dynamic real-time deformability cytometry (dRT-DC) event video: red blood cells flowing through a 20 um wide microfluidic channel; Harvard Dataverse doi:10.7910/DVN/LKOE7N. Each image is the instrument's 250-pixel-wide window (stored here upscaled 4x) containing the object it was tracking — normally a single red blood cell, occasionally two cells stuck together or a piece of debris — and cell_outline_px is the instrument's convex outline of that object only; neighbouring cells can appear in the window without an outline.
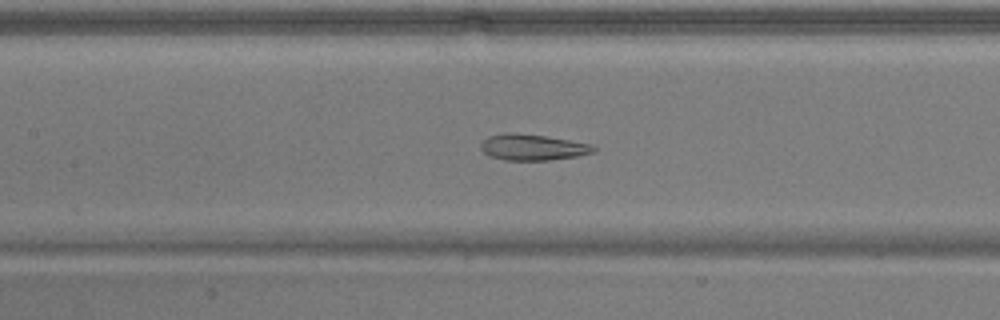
{"species": "common noctule bat (a hibernating species)", "species_latin": "Nyctalus noctula", "temperature_condition": "warm", "stored_images_in_passage": 37, "camera_frame_rate_fps": 3000, "um_per_image_px": 0.085, "animal": {"sex": "male", "body_mass_g": 17.9}, "frame": {"image": 1, "passage_image": 9, "time_ms": 2.667, "image_size_px": [1000, 320], "cell_outline_px": [[596, 152], [576, 156], [548, 160], [504, 160], [492, 156], [484, 152], [480, 148], [480, 144], [488, 136], [504, 132], [512, 132], [544, 136], [592, 144], [596, 148]], "centroid_in_image_um": [45.27, 12.51], "position_along_channel_um": 162.1, "area_um2": 17.05}}
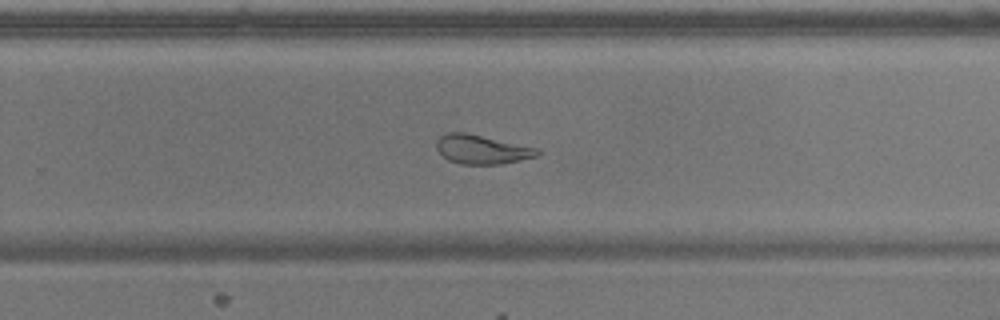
{"frame": {"image": 2, "passage_image": 19, "time_ms": 6.0, "image_size_px": [1000, 320], "cell_outline_px": [[540, 152], [536, 156], [520, 160], [500, 164], [460, 164], [448, 160], [436, 148], [436, 140], [440, 136], [448, 132], [468, 132], [540, 148]], "centroid_in_image_um": [40.96, 12.68], "position_along_channel_um": 288.8, "area_um2": 17.28}}
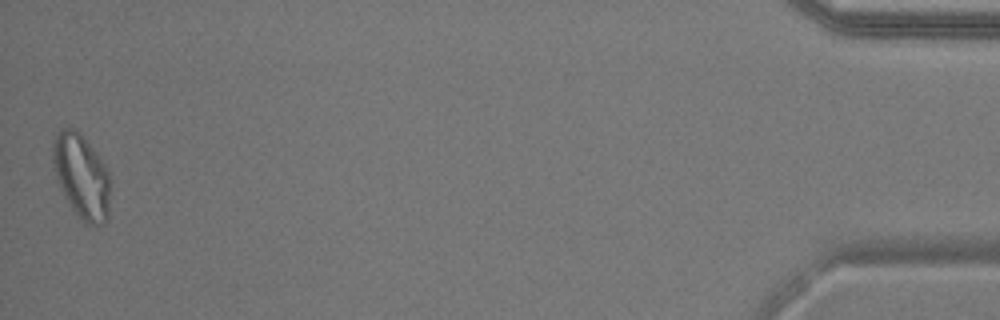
{"frame": {"image": 3, "passage_image": 37, "time_ms": 12.0, "image_size_px": [1000, 320], "cell_outline_px": [[108, 220], [104, 224], [84, 224], [72, 208], [64, 196], [60, 188], [56, 176], [52, 160], [52, 144], [60, 128], [76, 128], [80, 132], [96, 152], [108, 168]], "centroid_in_image_um": [6.91, 14.96], "position_along_channel_um": 428.3, "area_um2": 28.15}, "authors_computed_cell_mechanics": {"area_um2": 18.4382, "velocity_mm_per_s": 3.8115, "shape_relaxation_time_tau1_ms": null, "shape_relaxation_time_tau2_ms": 1.4996, "deformation_change_tau1": null, "deformation_change_tau2": 0.0918}}